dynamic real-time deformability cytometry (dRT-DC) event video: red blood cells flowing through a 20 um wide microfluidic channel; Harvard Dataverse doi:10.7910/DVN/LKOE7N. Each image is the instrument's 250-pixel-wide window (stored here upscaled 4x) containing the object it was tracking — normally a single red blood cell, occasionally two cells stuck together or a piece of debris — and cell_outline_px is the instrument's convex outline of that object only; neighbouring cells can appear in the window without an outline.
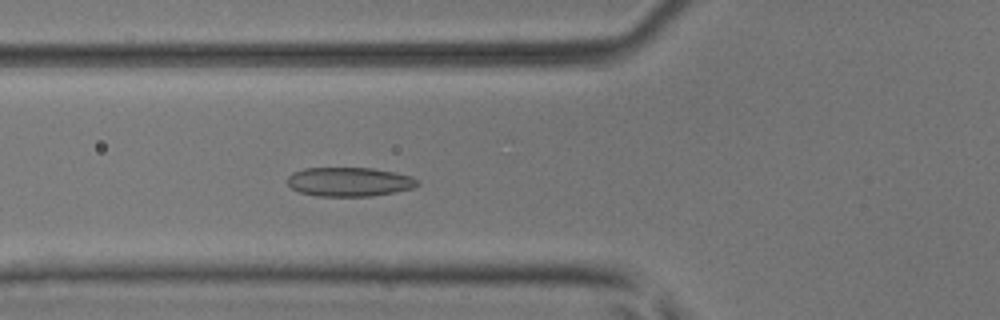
{"species": "common noctule bat (a hibernating species)", "species_latin": "Nyctalus noctula", "temperature_condition": "room temperature", "stored_images_in_passage": 43, "camera_frame_rate_fps": 3000, "um_per_image_px": 0.085, "animal": {"sex": "male", "body_mass_g": 17.9, "forearm_length_mm": 54.2}, "frame": {"image": 1, "passage_image": 18, "time_ms": 5.667, "image_size_px": [1000, 320], "cell_outline_px": [[420, 184], [412, 188], [372, 196], [316, 196], [300, 192], [292, 188], [288, 184], [288, 176], [292, 172], [304, 168], [372, 168], [396, 172], [412, 176], [420, 180]], "centroid_in_image_um": [29.71, 15.45], "position_along_channel_um": 96.1, "area_um2": 22.14}}
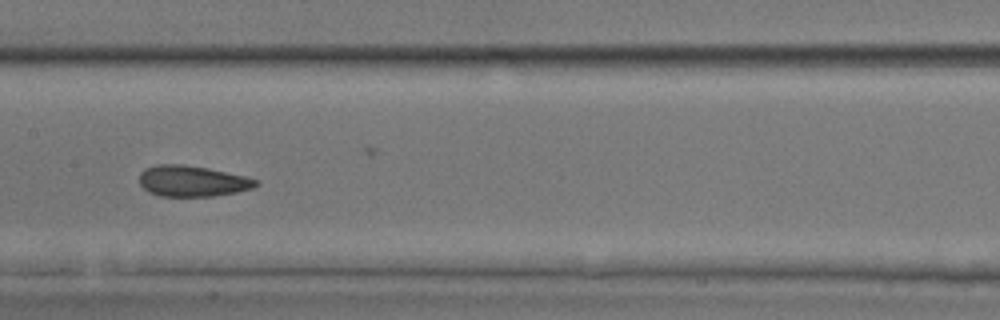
{"frame": {"image": 2, "passage_image": 25, "time_ms": 8.0, "image_size_px": [1000, 320], "cell_outline_px": [[260, 184], [252, 188], [236, 192], [212, 196], [160, 196], [148, 192], [140, 184], [140, 172], [144, 168], [156, 164], [184, 164], [208, 168], [244, 176], [256, 180]], "centroid_in_image_um": [16.31, 15.38], "position_along_channel_um": 191.1, "area_um2": 20.98}}
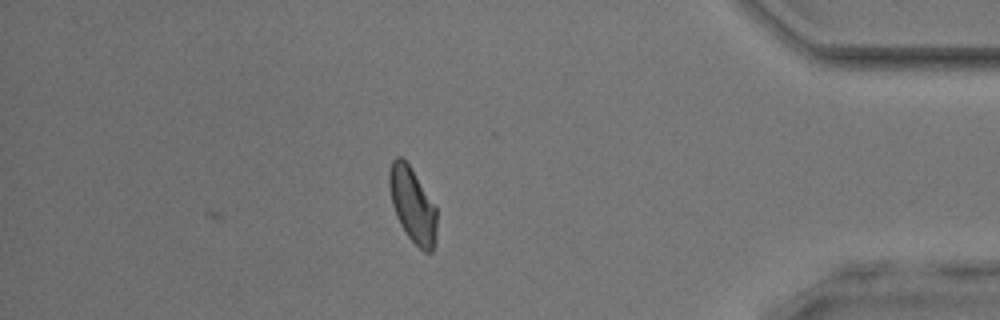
{"frame": {"image": 3, "passage_image": 43, "time_ms": 14.0, "image_size_px": [1000, 320], "cell_outline_px": [[436, 240], [432, 252], [424, 252], [408, 236], [400, 224], [396, 216], [392, 204], [388, 184], [388, 172], [392, 160], [396, 156], [400, 156], [408, 164], [436, 208]], "centroid_in_image_um": [35.04, 17.43], "position_along_channel_um": 400.2, "area_um2": 20.46}, "authors_computed_cell_mechanics": {"area_um2": 21.2704, "velocity_mm_per_s": 4.072, "shape_relaxation_time_tau1_ms": 3.6176, "shape_relaxation_time_tau2_ms": 1.6749, "deformation_change_tau1": 0.0994, "deformation_change_tau2": 0.0703}}